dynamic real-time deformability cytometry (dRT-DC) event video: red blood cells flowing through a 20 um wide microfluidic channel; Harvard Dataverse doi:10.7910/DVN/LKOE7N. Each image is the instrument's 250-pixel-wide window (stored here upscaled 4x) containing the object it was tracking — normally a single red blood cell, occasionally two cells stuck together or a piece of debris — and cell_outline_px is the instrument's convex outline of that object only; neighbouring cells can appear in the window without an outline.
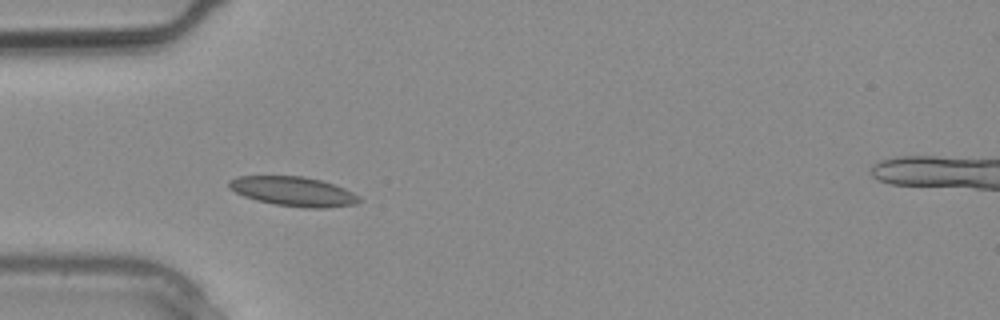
{"species": "common noctule bat (a hibernating species)", "species_latin": "Nyctalus noctula", "temperature_condition": "warm", "stored_images_in_passage": 1, "camera_frame_rate_fps": 3000, "um_per_image_px": 0.085, "animal": {"sex": "male", "body_mass_g": 20.4}, "frame": {"image": 1, "passage_image": 1, "time_ms": 0.0, "image_size_px": [1000, 320], "cell_outline_px": [[360, 200], [356, 204], [328, 208], [304, 208], [276, 204], [256, 200], [244, 196], [228, 188], [228, 180], [236, 176], [300, 176], [320, 180], [344, 188], [360, 196]], "centroid_in_image_um": [24.92, 16.27], "position_along_channel_um": 60.1, "area_um2": 22.31}}